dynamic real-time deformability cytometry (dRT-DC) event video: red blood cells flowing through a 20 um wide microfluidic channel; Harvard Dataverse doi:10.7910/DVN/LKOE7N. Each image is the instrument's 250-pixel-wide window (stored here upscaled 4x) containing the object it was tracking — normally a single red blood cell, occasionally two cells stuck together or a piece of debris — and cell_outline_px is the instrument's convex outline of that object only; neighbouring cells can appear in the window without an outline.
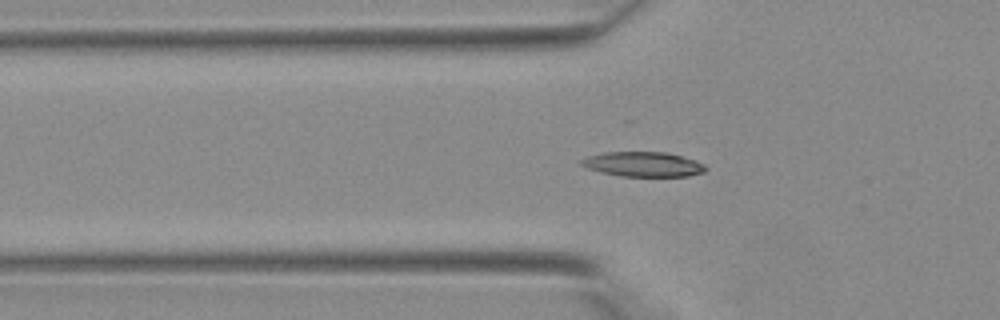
{"species": "Egyptian fruit bat (a non-hibernating species)", "species_latin": "Rousettus aegyptiacus", "temperature_condition": "warm", "stored_images_in_passage": 32, "segment_of_instrument_passage": [1, 2], "camera_frame_rate_fps": 3000, "um_per_image_px": 0.085, "animal": {"sex": "female"}, "frame": {"image": 1, "passage_image": 4, "time_ms": 1.0, "image_size_px": [1000, 320], "cell_outline_px": [[708, 168], [704, 172], [688, 176], [620, 176], [600, 172], [584, 168], [580, 164], [580, 160], [588, 156], [604, 152], [664, 152], [696, 160], [704, 164]], "centroid_in_image_um": [54.64, 13.96], "position_along_channel_um": 71.2, "area_um2": 18.03}}
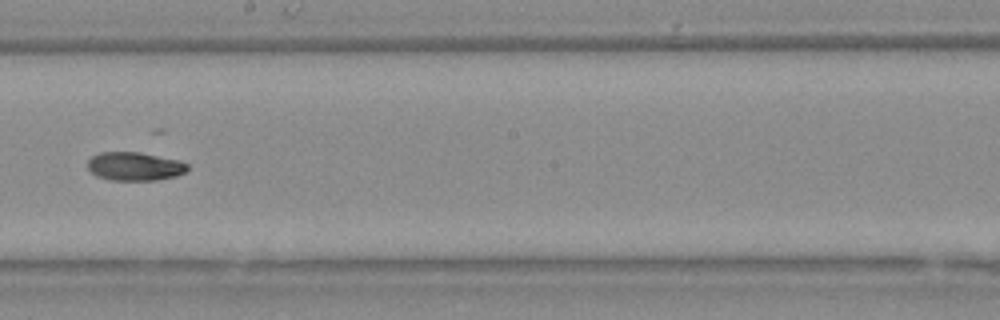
{"frame": {"image": 2, "passage_image": 14, "time_ms": 4.333, "image_size_px": [1000, 320], "cell_outline_px": [[188, 168], [184, 172], [176, 176], [156, 180], [112, 180], [96, 176], [88, 168], [88, 160], [92, 156], [100, 152], [140, 152], [176, 160], [188, 164]], "centroid_in_image_um": [11.42, 14.14], "position_along_channel_um": 236.8, "area_um2": 16.42}}
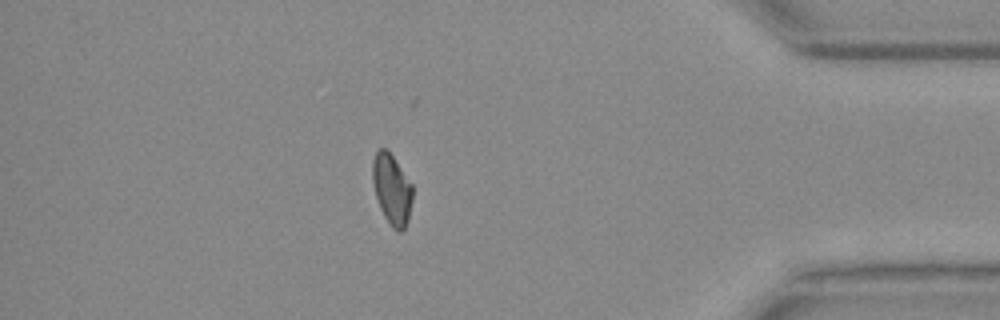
{"frame": {"image": 3, "passage_image": 26, "time_ms": 8.333, "image_size_px": [1000, 320], "cell_outline_px": [[412, 200], [408, 220], [404, 228], [400, 232], [396, 232], [392, 228], [384, 216], [380, 208], [376, 196], [372, 180], [372, 160], [376, 152], [380, 148], [384, 148], [392, 156], [412, 184]], "centroid_in_image_um": [33.3, 16.12], "position_along_channel_um": 401.9, "area_um2": 16.3}}